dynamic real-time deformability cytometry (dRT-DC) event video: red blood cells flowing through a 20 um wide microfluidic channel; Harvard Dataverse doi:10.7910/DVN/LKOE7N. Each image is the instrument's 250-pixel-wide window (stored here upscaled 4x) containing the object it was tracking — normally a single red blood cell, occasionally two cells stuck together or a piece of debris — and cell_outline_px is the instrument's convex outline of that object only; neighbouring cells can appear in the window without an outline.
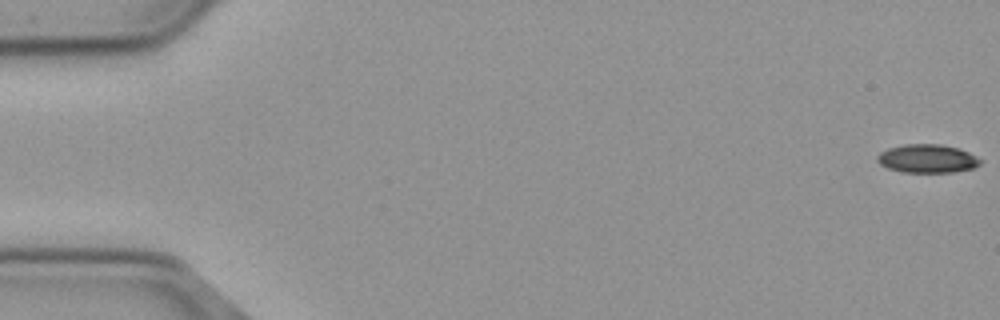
{"species": "common noctule bat (a hibernating species)", "species_latin": "Nyctalus noctula", "temperature_condition": "cold", "stored_images_in_passage": 56, "camera_frame_rate_fps": 3000, "um_per_image_px": 0.085, "animal": {"sex": "male", "body_mass_g": 23.1, "forearm_length_mm": 52.7}, "frame": {"image": 1, "passage_image": 1, "time_ms": 0.0, "image_size_px": [1000, 320], "cell_outline_px": [[980, 164], [972, 168], [952, 172], [900, 172], [888, 168], [880, 164], [876, 160], [876, 156], [880, 152], [888, 148], [904, 144], [940, 144], [960, 148], [976, 156], [980, 160]], "centroid_in_image_um": [78.78, 13.47], "position_along_channel_um": 6.2, "area_um2": 17.11}}
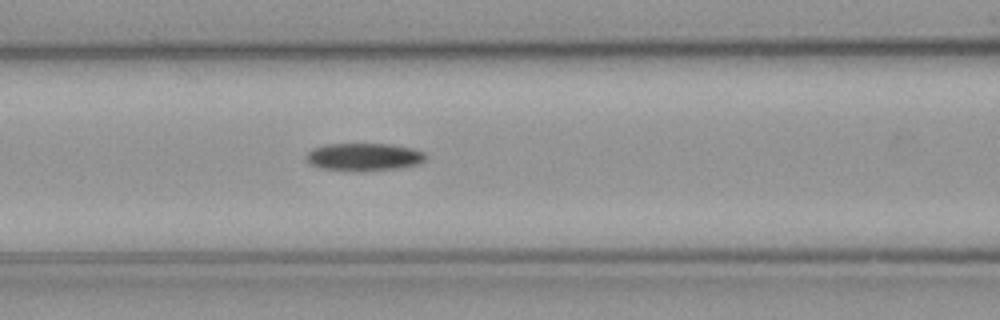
{"frame": {"image": 2, "passage_image": 24, "time_ms": 7.667, "image_size_px": [1000, 320], "cell_outline_px": [[424, 160], [416, 164], [396, 168], [324, 168], [312, 164], [308, 160], [308, 152], [312, 148], [328, 144], [392, 144], [412, 148], [424, 152]], "centroid_in_image_um": [30.96, 13.27], "position_along_channel_um": 135.6, "area_um2": 17.92}}
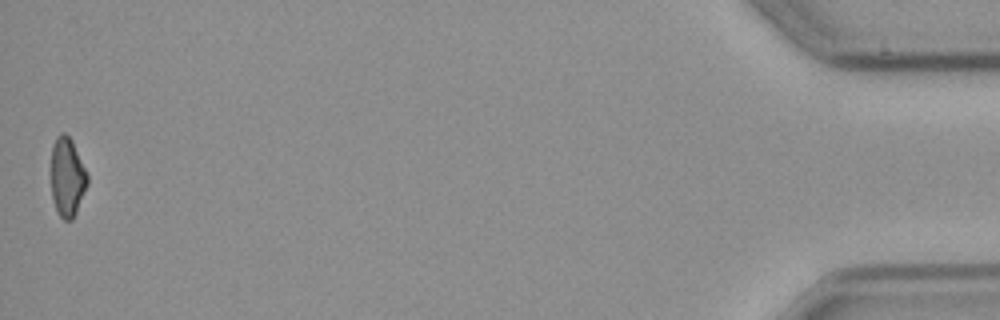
{"frame": {"image": 3, "passage_image": 56, "time_ms": 18.333, "image_size_px": [1000, 320], "cell_outline_px": [[88, 184], [76, 212], [72, 220], [64, 220], [60, 216], [56, 208], [52, 196], [52, 144], [56, 136], [60, 132], [64, 132], [72, 140], [88, 176]], "centroid_in_image_um": [5.72, 15.03], "position_along_channel_um": 429.5, "area_um2": 16.53}, "authors_computed_cell_mechanics": {"area_um2": 18.2359, "velocity_mm_per_s": 3.7058, "shape_relaxation_time_tau1_ms": 10.2548, "shape_relaxation_time_tau2_ms": null, "deformation_change_tau1": 0.1612, "deformation_change_tau2": null}}